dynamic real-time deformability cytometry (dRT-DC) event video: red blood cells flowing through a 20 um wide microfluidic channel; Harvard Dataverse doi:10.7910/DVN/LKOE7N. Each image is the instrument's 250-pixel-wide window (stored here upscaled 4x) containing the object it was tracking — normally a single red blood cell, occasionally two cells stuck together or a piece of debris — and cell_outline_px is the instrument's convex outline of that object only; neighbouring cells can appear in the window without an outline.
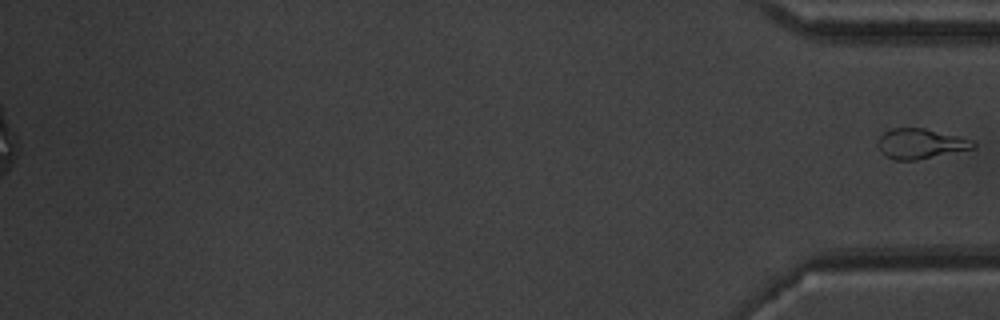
{"species": "common noctule bat (a hibernating species)", "species_latin": "Nyctalus noctula", "temperature_condition": "warm", "stored_images_in_passage": 46, "segment_of_instrument_passage": [2, 2], "camera_frame_rate_fps": 3000, "um_per_image_px": 0.085, "animal": {"sex": "male", "body_mass_g": 20.1, "forearm_length_mm": 53.5}, "frame": {"image": 1, "passage_image": 46, "time_ms": 15.0, "image_size_px": [1000, 320], "cell_outline_px": [[976, 148], [916, 160], [896, 160], [888, 156], [880, 148], [880, 136], [884, 132], [892, 128], [924, 128], [972, 140], [976, 144]], "centroid_in_image_um": [78.29, 12.21], "position_along_channel_um": 356.9, "area_um2": 16.24}}